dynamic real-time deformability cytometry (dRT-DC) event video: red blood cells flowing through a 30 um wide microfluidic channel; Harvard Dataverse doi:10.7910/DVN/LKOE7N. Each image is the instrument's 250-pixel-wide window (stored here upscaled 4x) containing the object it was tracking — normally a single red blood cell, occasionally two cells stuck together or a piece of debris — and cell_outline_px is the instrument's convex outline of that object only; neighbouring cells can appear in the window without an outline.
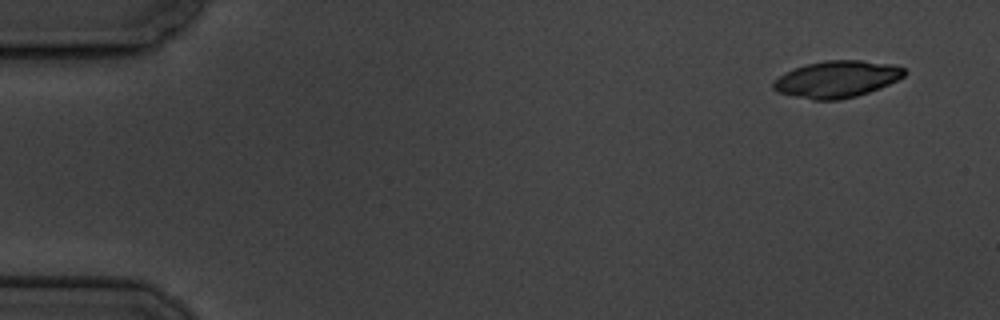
{"species": "common noctule bat (a hibernating species)", "species_latin": "Nyctalus noctula", "temperature_condition": "cold", "stored_images_in_passage": 2, "segment_of_instrument_passage": [2, 2], "camera_frame_rate_fps": 3000, "um_per_image_px": 0.085, "animal": {"sex": "male", "body_mass_g": 19.5, "forearm_length_mm": 54.6}, "frame": {"image": 1, "passage_image": 2, "time_ms": 2.0, "image_size_px": [1000, 320], "cell_outline_px": [[908, 72], [904, 76], [880, 88], [856, 96], [840, 100], [812, 100], [776, 92], [772, 88], [772, 80], [784, 72], [792, 68], [804, 64], [824, 60], [860, 60], [892, 64], [904, 68]], "centroid_in_image_um": [71.08, 6.72], "position_along_channel_um": 13.9, "area_um2": 28.44}}